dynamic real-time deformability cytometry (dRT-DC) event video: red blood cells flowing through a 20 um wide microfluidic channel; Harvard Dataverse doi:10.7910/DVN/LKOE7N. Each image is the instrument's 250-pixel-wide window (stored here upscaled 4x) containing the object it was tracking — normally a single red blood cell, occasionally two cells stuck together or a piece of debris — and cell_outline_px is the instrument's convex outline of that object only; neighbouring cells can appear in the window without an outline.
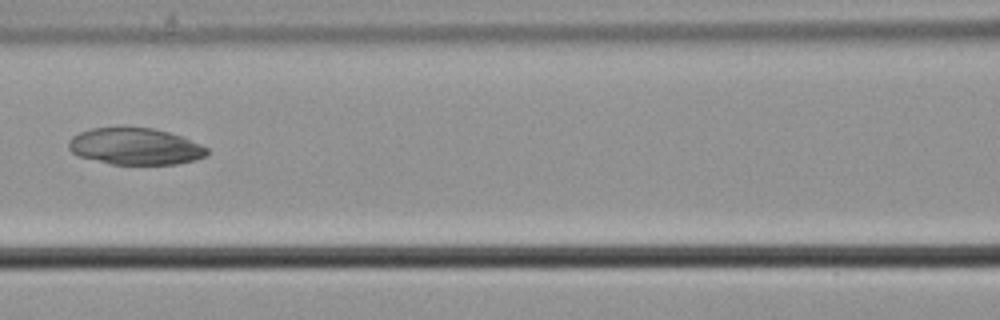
{"species": "common noctule bat (a hibernating species)", "species_latin": "Nyctalus noctula", "temperature_condition": "cold", "stored_images_in_passage": 7, "camera_frame_rate_fps": 3000, "um_per_image_px": 0.085, "animal": {"sex": "male", "body_mass_g": 21.5, "forearm_length_mm": 52.0}, "frame": {"image": 1, "passage_image": 7, "time_ms": 2.0, "image_size_px": [1000, 320], "cell_outline_px": [[208, 156], [196, 160], [176, 164], [112, 164], [76, 156], [68, 148], [68, 140], [72, 136], [80, 132], [92, 128], [152, 128], [184, 136], [208, 148]], "centroid_in_image_um": [11.51, 12.45], "position_along_channel_um": 155.1, "area_um2": 29.71}}